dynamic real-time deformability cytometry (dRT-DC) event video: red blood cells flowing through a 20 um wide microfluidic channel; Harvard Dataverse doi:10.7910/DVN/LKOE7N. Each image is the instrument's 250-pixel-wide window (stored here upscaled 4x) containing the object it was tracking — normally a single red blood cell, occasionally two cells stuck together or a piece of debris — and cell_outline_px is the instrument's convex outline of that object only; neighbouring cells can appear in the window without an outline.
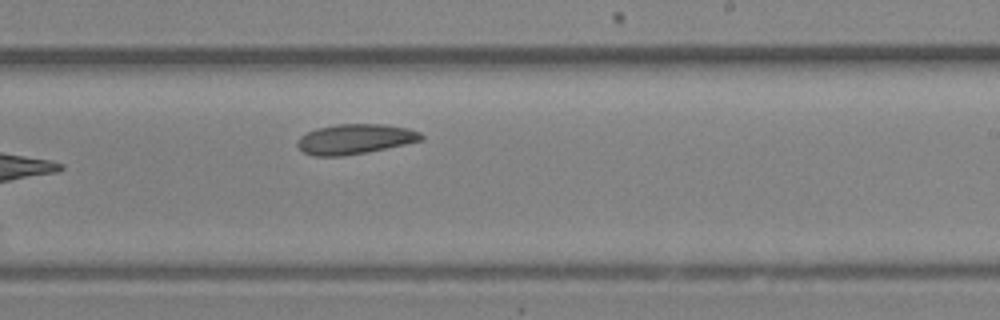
{"species": "Egyptian fruit bat (a non-hibernating species)", "species_latin": "Rousettus aegyptiacus", "temperature_condition": "room temperature", "stored_images_in_passage": 16, "camera_frame_rate_fps": 3000, "um_per_image_px": 0.085, "animal": {"sex": "female"}, "frame": {"image": 1, "passage_image": 16, "time_ms": 5.0, "image_size_px": [1000, 320], "cell_outline_px": [[424, 140], [368, 152], [344, 156], [316, 156], [304, 152], [296, 144], [296, 140], [300, 136], [316, 128], [336, 124], [384, 124], [408, 128], [420, 132], [424, 136]], "centroid_in_image_um": [30.19, 11.82], "position_along_channel_um": 258.8, "area_um2": 21.79}}